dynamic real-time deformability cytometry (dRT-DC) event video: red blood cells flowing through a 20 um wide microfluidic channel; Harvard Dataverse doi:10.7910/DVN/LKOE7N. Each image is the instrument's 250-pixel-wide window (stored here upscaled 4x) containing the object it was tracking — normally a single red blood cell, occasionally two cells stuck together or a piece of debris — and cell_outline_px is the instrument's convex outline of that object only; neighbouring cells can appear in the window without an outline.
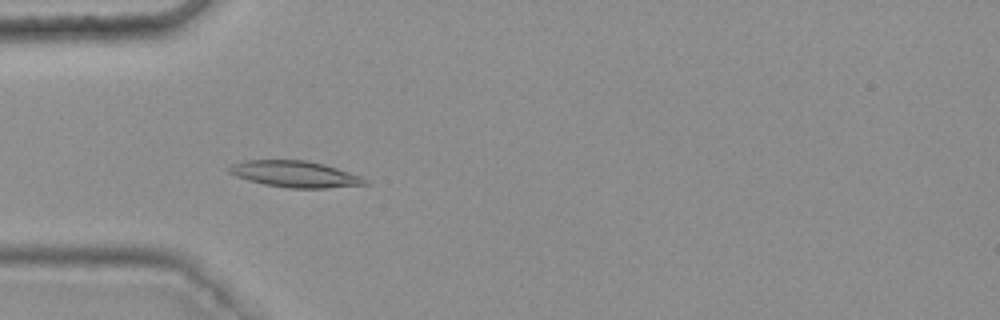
{"species": "common noctule bat (a hibernating species)", "species_latin": "Nyctalus noctula", "temperature_condition": "warm", "stored_images_in_passage": 37, "camera_frame_rate_fps": 3000, "um_per_image_px": 0.085, "animal": {"sex": "female", "body_mass_g": 25.1}, "frame": {"image": 1, "passage_image": 7, "time_ms": 2.0, "image_size_px": [1000, 320], "cell_outline_px": [[368, 184], [328, 188], [288, 188], [264, 184], [248, 180], [236, 176], [228, 172], [228, 168], [232, 164], [244, 160], [304, 160], [324, 164], [364, 176], [368, 180]], "centroid_in_image_um": [25.11, 14.8], "position_along_channel_um": 59.9, "area_um2": 20.98}}
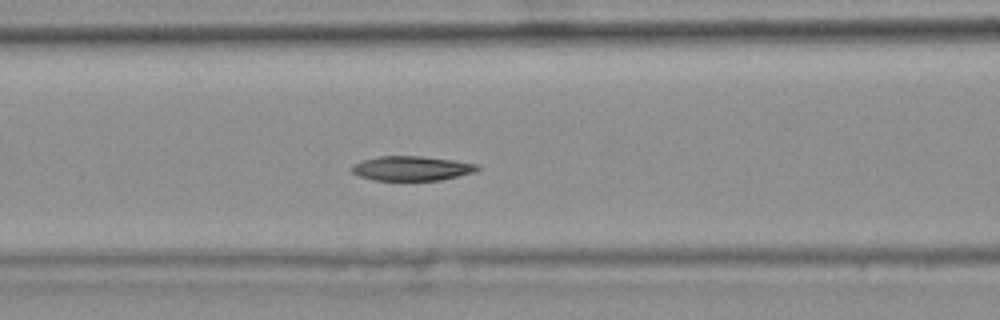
{"frame": {"image": 2, "passage_image": 13, "time_ms": 4.0, "image_size_px": [1000, 320], "cell_outline_px": [[480, 168], [476, 172], [440, 180], [372, 180], [360, 176], [352, 172], [348, 168], [352, 164], [360, 160], [376, 156], [420, 156], [452, 160], [480, 164]], "centroid_in_image_um": [34.95, 14.3], "position_along_channel_um": 131.6, "area_um2": 18.21}}
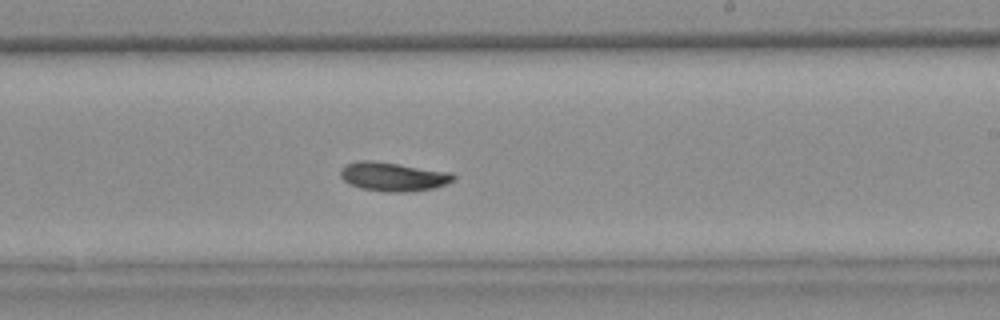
{"frame": {"image": 3, "passage_image": 23, "time_ms": 7.333, "image_size_px": [1000, 320], "cell_outline_px": [[456, 176], [452, 180], [444, 184], [432, 188], [408, 192], [388, 192], [360, 188], [348, 184], [340, 176], [340, 168], [344, 164], [360, 160], [372, 160], [452, 172]], "centroid_in_image_um": [33.36, 15.0], "position_along_channel_um": 255.6, "area_um2": 19.07}, "authors_computed_cell_mechanics": {"area_um2": 18.6116, "velocity_mm_per_s": 3.7257, "shape_relaxation_time_tau1_ms": 5.9391, "shape_relaxation_time_tau2_ms": null, "deformation_change_tau1": 0.13, "deformation_change_tau2": null}}